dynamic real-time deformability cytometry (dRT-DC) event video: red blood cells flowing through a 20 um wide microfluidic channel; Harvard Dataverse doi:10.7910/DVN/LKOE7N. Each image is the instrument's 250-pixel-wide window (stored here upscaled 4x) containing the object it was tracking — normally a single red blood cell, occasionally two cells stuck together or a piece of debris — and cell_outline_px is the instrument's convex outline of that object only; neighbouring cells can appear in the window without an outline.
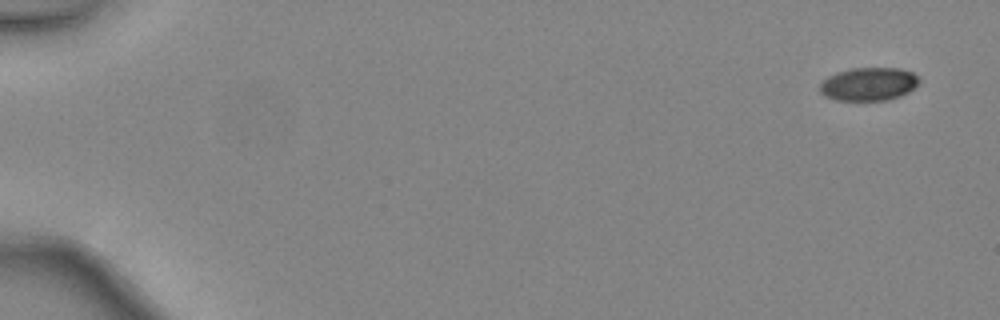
{"species": "common noctule bat (a hibernating species)", "species_latin": "Nyctalus noctula", "temperature_condition": "warm", "stored_images_in_passage": 46, "camera_frame_rate_fps": 3000, "um_per_image_px": 0.085, "animal": {"sex": "female", "body_mass_g": 24.6, "forearm_length_mm": 56.2}, "frame": {"image": 1, "passage_image": 1, "time_ms": 0.0, "image_size_px": [1000, 320], "cell_outline_px": [[920, 80], [908, 92], [900, 96], [888, 100], [836, 100], [824, 96], [820, 92], [820, 84], [828, 76], [836, 72], [852, 68], [900, 68], [912, 72]], "centroid_in_image_um": [73.81, 7.14], "position_along_channel_um": 11.2, "area_um2": 19.13}}
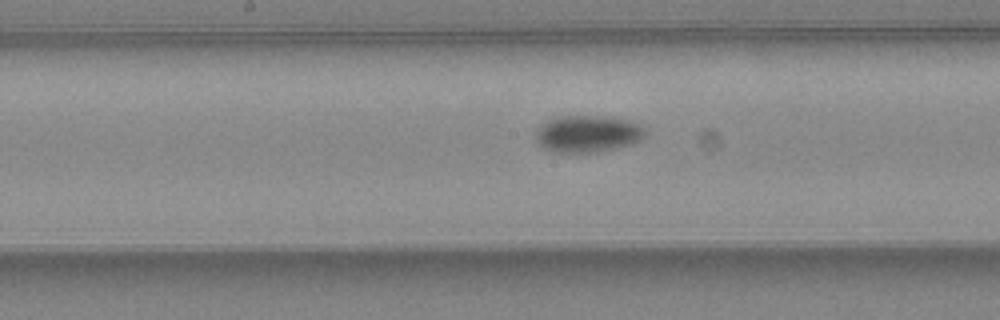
{"frame": {"image": 2, "passage_image": 25, "time_ms": 8.0, "image_size_px": [1000, 320], "cell_outline_px": [[648, 132], [640, 140], [632, 144], [616, 148], [592, 152], [552, 152], [544, 148], [536, 140], [536, 132], [544, 124], [560, 116], [612, 116], [628, 120], [640, 124], [648, 128]], "centroid_in_image_um": [50.04, 11.37], "position_along_channel_um": 198.2, "area_um2": 23.52}}
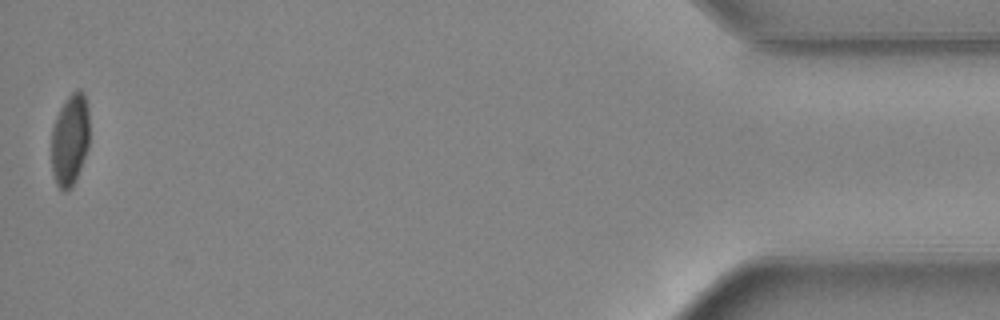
{"frame": {"image": 3, "passage_image": 46, "time_ms": 15.0, "image_size_px": [1000, 320], "cell_outline_px": [[88, 148], [76, 180], [72, 188], [68, 192], [64, 192], [56, 184], [52, 172], [52, 128], [56, 116], [60, 108], [68, 96], [76, 88], [80, 88], [84, 92], [88, 108]], "centroid_in_image_um": [5.95, 11.88], "position_along_channel_um": 429.3, "area_um2": 20.58}, "authors_computed_cell_mechanics": {"area_um2": 21.2993, "velocity_mm_per_s": 4.4857, "shape_relaxation_time_tau1_ms": 7.4258, "shape_relaxation_time_tau2_ms": null, "deformation_change_tau1": 0.1826, "deformation_change_tau2": null}}